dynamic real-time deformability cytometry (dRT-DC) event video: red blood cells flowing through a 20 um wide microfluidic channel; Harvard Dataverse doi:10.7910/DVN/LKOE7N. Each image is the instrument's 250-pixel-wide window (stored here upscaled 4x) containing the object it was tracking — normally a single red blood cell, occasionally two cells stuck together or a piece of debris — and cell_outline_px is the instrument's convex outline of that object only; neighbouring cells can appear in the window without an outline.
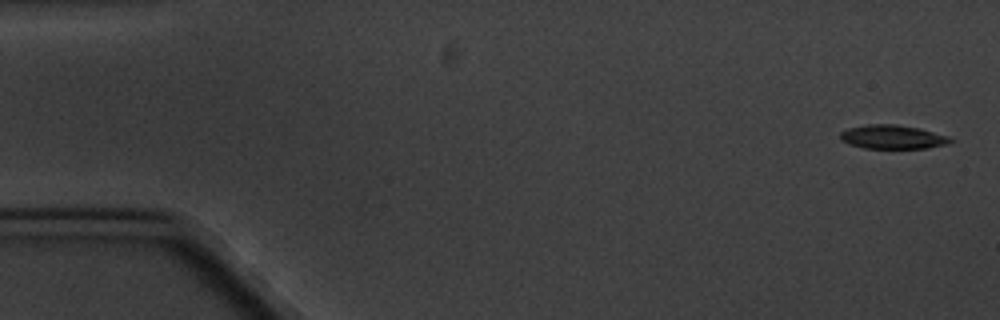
{"species": "common noctule bat (a hibernating species)", "species_latin": "Nyctalus noctula", "temperature_condition": "cold", "stored_images_in_passage": 10, "camera_frame_rate_fps": 3000, "um_per_image_px": 0.085, "animal": {"sex": "male", "body_mass_g": 20.1, "forearm_length_mm": 53.5}, "frame": {"image": 1, "passage_image": 1, "time_ms": 0.0, "image_size_px": [1000, 320], "cell_outline_px": [[956, 140], [948, 144], [928, 148], [864, 148], [848, 144], [840, 140], [840, 132], [848, 128], [868, 124], [896, 124], [920, 128], [948, 136]], "centroid_in_image_um": [75.88, 11.64], "position_along_channel_um": 9.1, "area_um2": 15.49}}
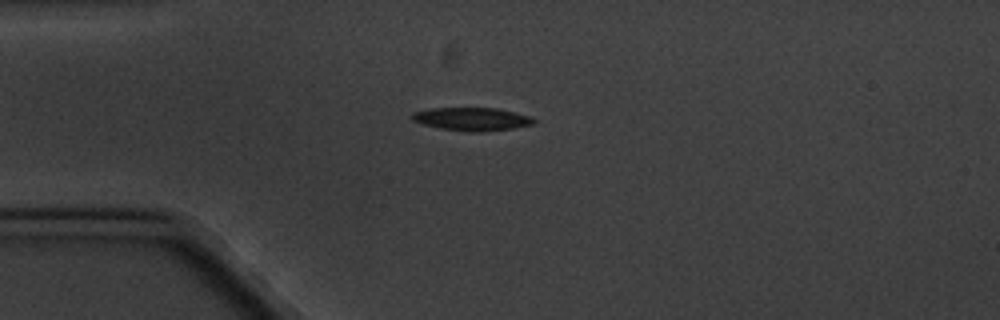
{"frame": {"image": 2, "passage_image": 4, "time_ms": 4.333, "image_size_px": [1000, 320], "cell_outline_px": [[536, 120], [532, 124], [512, 128], [480, 132], [468, 132], [440, 128], [424, 124], [412, 120], [408, 116], [412, 112], [432, 108], [496, 108], [532, 116]], "centroid_in_image_um": [40.08, 10.11], "position_along_channel_um": 44.9, "area_um2": 16.42}}
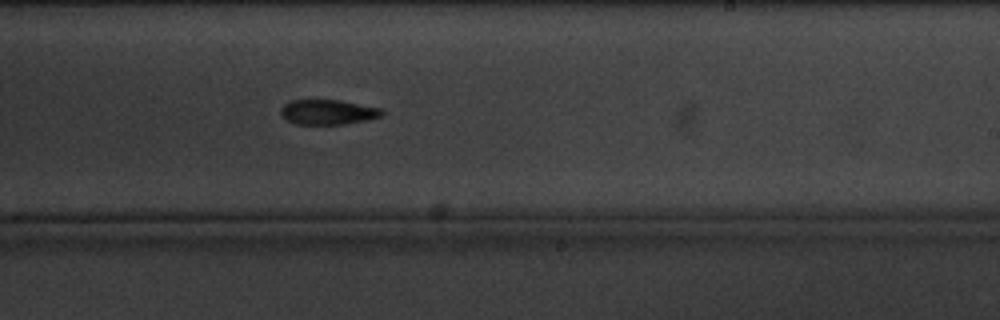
{"frame": {"image": 3, "passage_image": 10, "time_ms": 11.333, "image_size_px": [1000, 320], "cell_outline_px": [[384, 112], [380, 116], [364, 120], [344, 124], [296, 124], [280, 116], [280, 108], [284, 104], [292, 100], [340, 100], [384, 108]], "centroid_in_image_um": [27.86, 9.51], "position_along_channel_um": 261.1, "area_um2": 14.74}}